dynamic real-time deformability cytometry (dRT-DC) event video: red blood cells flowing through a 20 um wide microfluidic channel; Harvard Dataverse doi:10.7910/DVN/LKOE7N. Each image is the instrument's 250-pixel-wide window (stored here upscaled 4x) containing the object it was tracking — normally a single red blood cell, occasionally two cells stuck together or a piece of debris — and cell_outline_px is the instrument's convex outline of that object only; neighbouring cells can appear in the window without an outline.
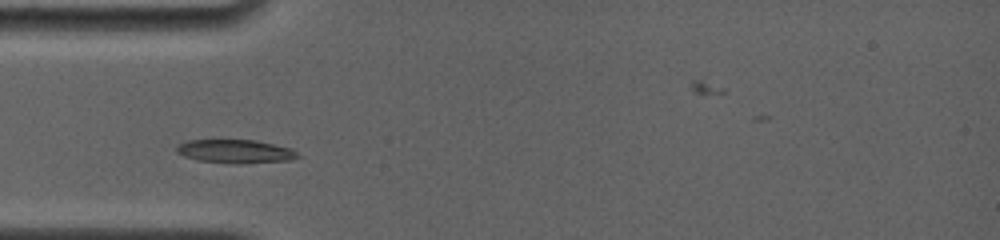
{"species": "common noctule bat (a hibernating species)", "species_latin": "Nyctalus noctula", "temperature_condition": "room temperature", "stored_images_in_passage": 19, "camera_frame_rate_fps": 4000, "um_per_image_px": 0.085, "animal": {"sex": "female", "body_mass_g": 19.0, "forearm_length_mm": 56.7}, "frame": {"image": 1, "passage_image": 3, "time_ms": 2.0, "image_size_px": [1000, 240], "cell_outline_px": [[300, 156], [292, 160], [240, 164], [196, 160], [184, 156], [176, 152], [176, 144], [188, 140], [256, 140], [292, 148]], "centroid_in_image_um": [20.0, 12.86], "position_along_channel_um": 65.0, "area_um2": 16.76}}
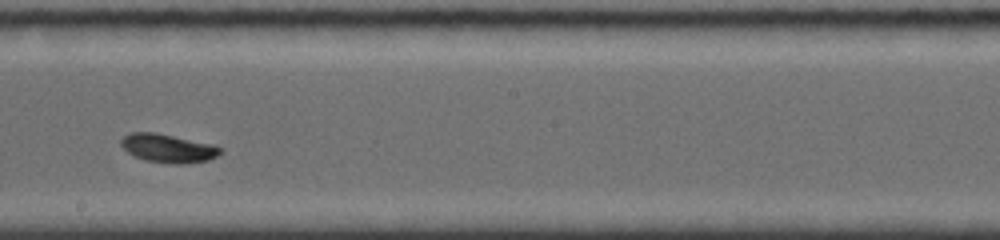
{"frame": {"image": 2, "passage_image": 10, "time_ms": 6.5, "image_size_px": [1000, 240], "cell_outline_px": [[220, 152], [216, 156], [208, 160], [184, 164], [176, 164], [144, 160], [128, 152], [120, 144], [120, 140], [124, 136], [132, 132], [156, 132], [216, 144], [220, 148]], "centroid_in_image_um": [14.3, 12.59], "position_along_channel_um": 233.9, "area_um2": 16.53}}
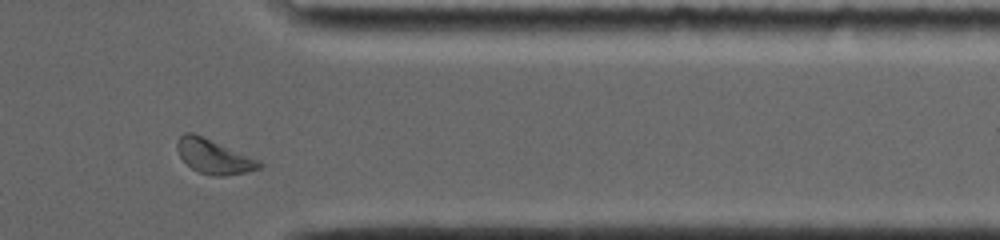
{"frame": {"image": 3, "passage_image": 17, "time_ms": 10.75, "image_size_px": [1000, 240], "cell_outline_px": [[264, 164], [260, 168], [248, 172], [224, 176], [216, 176], [200, 172], [192, 168], [180, 156], [176, 148], [176, 144], [180, 136], [184, 132], [192, 132], [260, 160]], "centroid_in_image_um": [18.19, 13.3], "position_along_channel_um": 393.2, "area_um2": 16.3}}